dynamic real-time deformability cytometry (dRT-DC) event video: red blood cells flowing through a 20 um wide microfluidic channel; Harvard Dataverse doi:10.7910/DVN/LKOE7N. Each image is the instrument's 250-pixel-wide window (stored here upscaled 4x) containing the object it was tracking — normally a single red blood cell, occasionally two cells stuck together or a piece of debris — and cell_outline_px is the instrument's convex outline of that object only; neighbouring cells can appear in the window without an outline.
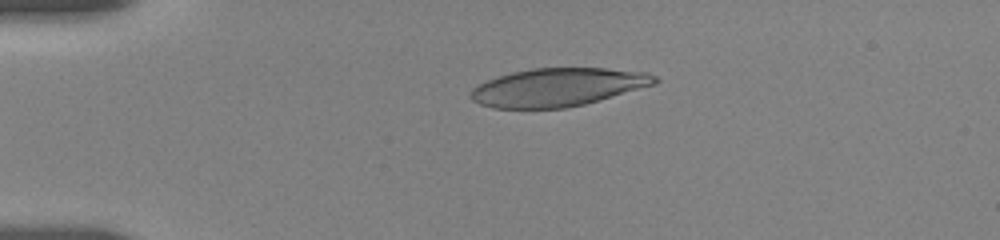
{"species": "human", "species_latin": "Homo sapiens", "temperature_condition": "room temperature", "stored_images_in_passage": 25, "camera_frame_rate_fps": 3000, "um_per_image_px": 0.085, "donor": {"sex": "female"}, "frame": {"image": 1, "passage_image": 4, "time_ms": 3.0, "image_size_px": [1000, 240], "cell_outline_px": [[660, 80], [656, 84], [584, 104], [564, 108], [492, 108], [480, 104], [472, 100], [472, 88], [488, 80], [512, 72], [532, 68], [604, 68], [648, 72], [656, 76]], "centroid_in_image_um": [47.45, 7.41], "position_along_channel_um": 37.5, "area_um2": 40.69}}
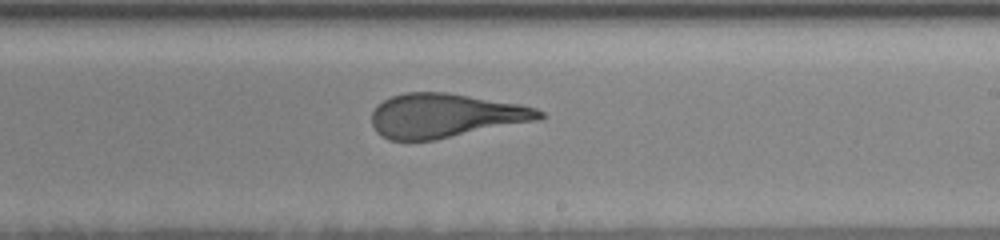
{"frame": {"image": 2, "passage_image": 13, "time_ms": 10.0, "image_size_px": [1000, 240], "cell_outline_px": [[544, 116], [540, 120], [436, 140], [388, 140], [376, 132], [372, 124], [372, 112], [384, 100], [392, 96], [404, 92], [444, 92], [520, 104], [536, 108], [544, 112]], "centroid_in_image_um": [37.87, 9.84], "position_along_channel_um": 251.1, "area_um2": 43.12}}
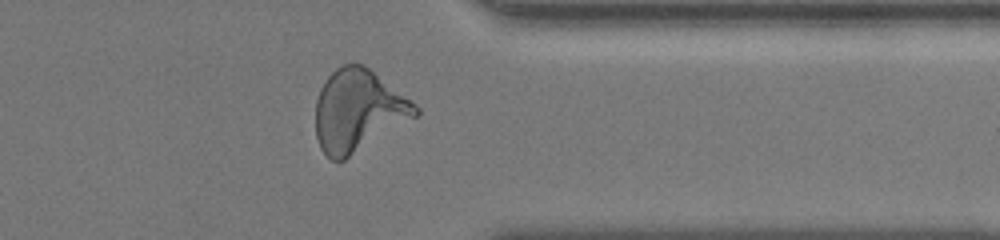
{"frame": {"image": 3, "passage_image": 20, "time_ms": 13.667, "image_size_px": [1000, 240], "cell_outline_px": [[420, 112], [416, 116], [344, 160], [332, 160], [320, 148], [316, 136], [316, 100], [320, 88], [324, 80], [336, 68], [344, 64], [364, 64], [416, 104], [420, 108]], "centroid_in_image_um": [30.42, 9.39], "position_along_channel_um": 381.0, "area_um2": 47.16}, "authors_computed_cell_mechanics": {"area_um2": 43.8124, "velocity_mm_per_s": 3.6446, "shape_relaxation_time_tau1_ms": 3.8293, "shape_relaxation_time_tau2_ms": 0.8527, "deformation_change_tau1": 0.1732, "deformation_change_tau2": 0.0961}}